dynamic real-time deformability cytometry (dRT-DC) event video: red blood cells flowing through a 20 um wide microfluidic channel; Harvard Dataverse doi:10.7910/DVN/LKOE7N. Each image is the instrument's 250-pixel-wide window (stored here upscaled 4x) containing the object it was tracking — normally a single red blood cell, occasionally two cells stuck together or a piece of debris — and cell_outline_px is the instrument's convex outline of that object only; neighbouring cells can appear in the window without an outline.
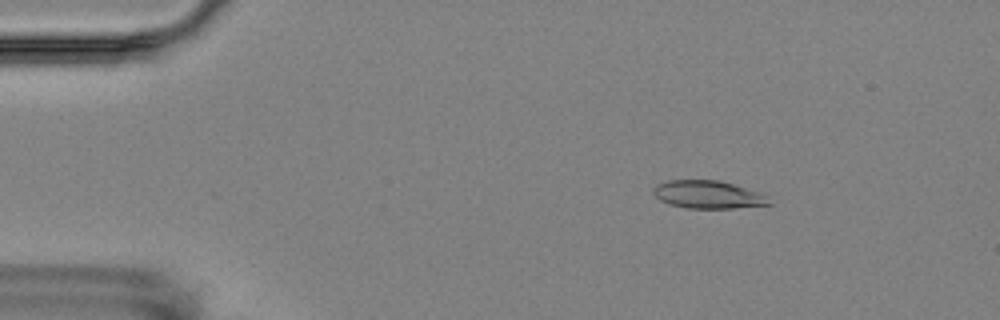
{"species": "Egyptian fruit bat (a non-hibernating species)", "species_latin": "Rousettus aegyptiacus", "temperature_condition": "room temperature", "stored_images_in_passage": 8, "camera_frame_rate_fps": 3000, "um_per_image_px": 0.085, "animal": {"sex": "female"}, "frame": {"image": 1, "passage_image": 2, "time_ms": 1.333, "image_size_px": [1000, 320], "cell_outline_px": [[772, 204], [732, 208], [688, 208], [668, 204], [660, 200], [652, 192], [652, 188], [668, 180], [720, 180], [760, 192]], "centroid_in_image_um": [60.15, 16.53], "position_along_channel_um": 24.8, "area_um2": 18.61}}
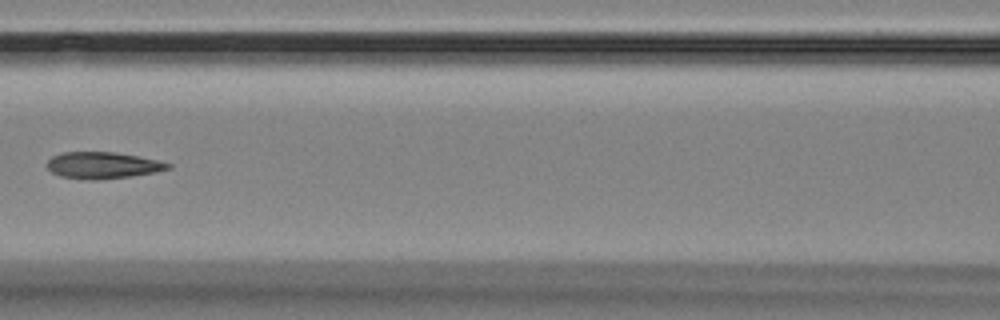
{"frame": {"image": 2, "passage_image": 7, "time_ms": 7.0, "image_size_px": [1000, 320], "cell_outline_px": [[172, 168], [156, 172], [132, 176], [96, 180], [88, 180], [60, 176], [52, 172], [48, 168], [48, 160], [52, 156], [60, 152], [112, 152], [136, 156], [156, 160], [172, 164]], "centroid_in_image_um": [8.73, 14.05], "position_along_channel_um": 157.9, "area_um2": 18.67}}
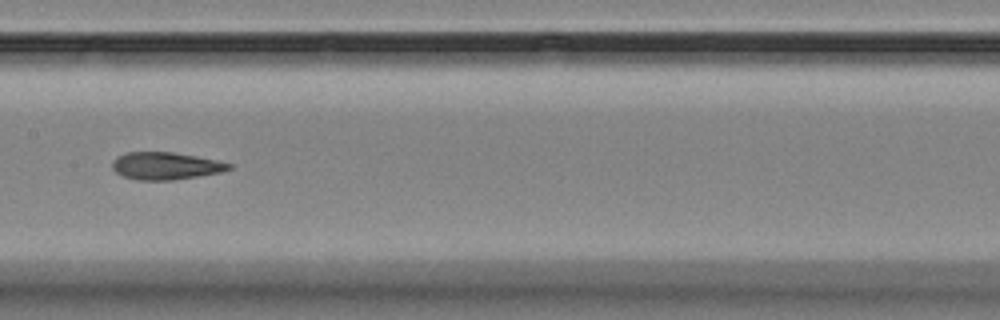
{"frame": {"image": 3, "passage_image": 8, "time_ms": 8.0, "image_size_px": [1000, 320], "cell_outline_px": [[232, 168], [220, 172], [172, 180], [136, 180], [124, 176], [116, 172], [112, 168], [112, 160], [116, 156], [124, 152], [172, 152], [196, 156], [216, 160], [232, 164]], "centroid_in_image_um": [14.03, 14.09], "position_along_channel_um": 193.4, "area_um2": 18.55}}